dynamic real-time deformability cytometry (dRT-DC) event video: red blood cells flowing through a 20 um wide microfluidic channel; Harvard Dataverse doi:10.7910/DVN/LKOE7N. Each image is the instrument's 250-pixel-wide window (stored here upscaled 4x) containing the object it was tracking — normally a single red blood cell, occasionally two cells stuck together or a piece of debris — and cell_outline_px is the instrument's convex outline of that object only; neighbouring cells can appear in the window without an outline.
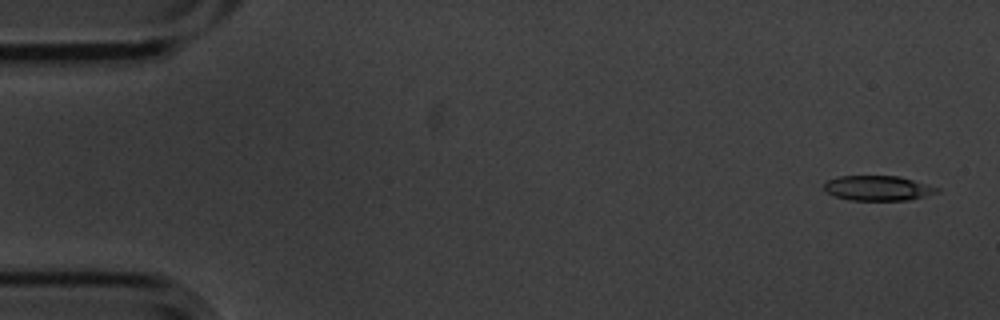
{"species": "common noctule bat (a hibernating species)", "species_latin": "Nyctalus noctula", "temperature_condition": "cold", "stored_images_in_passage": 5, "segment_of_instrument_passage": [1, 2], "camera_frame_rate_fps": 3000, "um_per_image_px": 0.085, "animal": {"sex": "male", "body_mass_g": 20.1, "forearm_length_mm": 53.5}, "frame": {"image": 1, "passage_image": 1, "time_ms": 0.0, "image_size_px": [1000, 320], "cell_outline_px": [[940, 192], [908, 200], [848, 200], [836, 196], [828, 192], [824, 188], [824, 184], [828, 180], [836, 176], [900, 176], [940, 188]], "centroid_in_image_um": [74.63, 15.99], "position_along_channel_um": 10.4, "area_um2": 16.36}}